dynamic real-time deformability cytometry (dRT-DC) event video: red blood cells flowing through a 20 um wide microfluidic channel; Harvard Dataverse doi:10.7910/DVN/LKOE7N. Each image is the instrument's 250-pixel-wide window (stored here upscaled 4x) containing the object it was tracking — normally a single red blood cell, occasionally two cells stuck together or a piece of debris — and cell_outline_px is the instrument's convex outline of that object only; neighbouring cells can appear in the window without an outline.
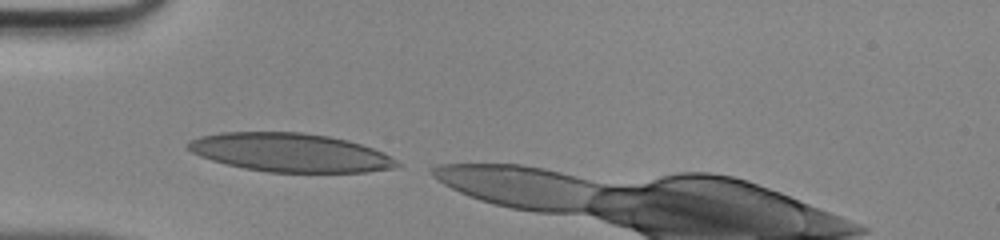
{"species": "human", "species_latin": "Homo sapiens", "temperature_condition": "room temperature", "stored_images_in_passage": 5, "camera_frame_rate_fps": 3000, "um_per_image_px": 0.085, "donor": {"sex": "male"}, "frame": {"image": 1, "passage_image": 1, "time_ms": 0.0, "image_size_px": [1000, 240], "cell_outline_px": [[404, 164], [400, 168], [364, 172], [268, 172], [244, 168], [212, 160], [200, 156], [192, 152], [184, 144], [188, 140], [200, 136], [220, 132], [304, 132], [328, 136], [348, 140], [372, 148]], "centroid_in_image_um": [24.66, 12.96], "position_along_channel_um": 60.3, "area_um2": 47.11}}
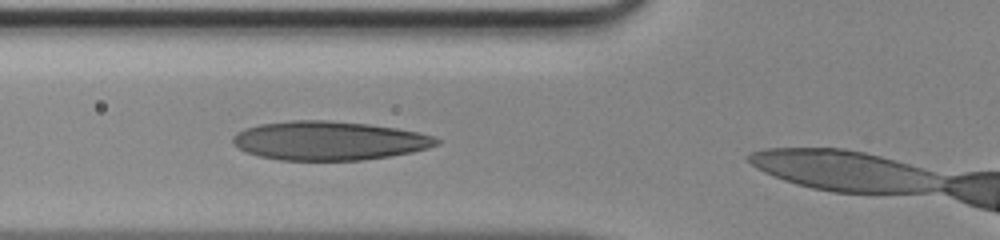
{"frame": {"image": 2, "passage_image": 4, "time_ms": 1.0, "image_size_px": [1000, 240], "cell_outline_px": [[440, 144], [428, 148], [412, 152], [388, 156], [360, 160], [280, 160], [260, 156], [248, 152], [232, 144], [232, 136], [236, 132], [244, 128], [260, 124], [292, 120], [328, 120], [368, 124], [396, 128], [420, 132], [436, 136], [440, 140]], "centroid_in_image_um": [27.98, 11.95], "position_along_channel_um": 97.8, "area_um2": 46.3}}